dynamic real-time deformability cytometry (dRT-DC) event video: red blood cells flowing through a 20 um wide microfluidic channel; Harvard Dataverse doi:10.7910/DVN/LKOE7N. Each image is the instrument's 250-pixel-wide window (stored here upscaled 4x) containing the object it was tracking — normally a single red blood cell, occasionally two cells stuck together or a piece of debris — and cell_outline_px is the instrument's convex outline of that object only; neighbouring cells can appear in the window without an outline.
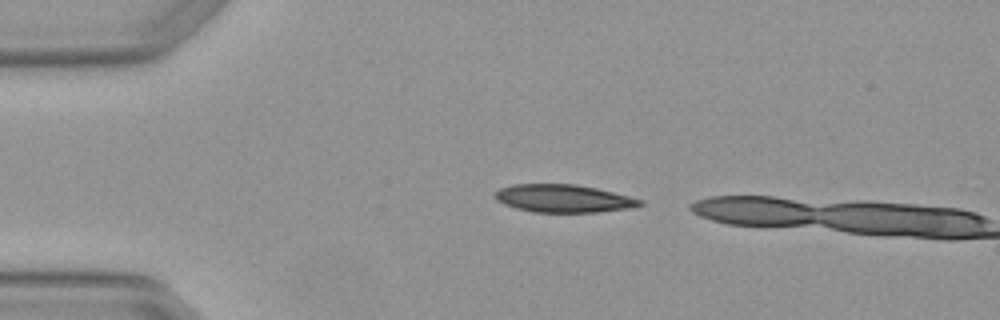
{"species": "Egyptian fruit bat (a non-hibernating species)", "species_latin": "Rousettus aegyptiacus", "temperature_condition": "warm", "stored_images_in_passage": 2, "camera_frame_rate_fps": 3000, "um_per_image_px": 0.085, "animal": {"sex": "female"}, "frame": {"image": 1, "passage_image": 1, "time_ms": 0.0, "image_size_px": [1000, 320], "cell_outline_px": [[644, 204], [632, 208], [596, 212], [532, 212], [516, 208], [504, 204], [496, 200], [492, 196], [492, 192], [500, 188], [512, 184], [576, 184], [596, 188], [644, 200]], "centroid_in_image_um": [47.85, 16.87], "position_along_channel_um": 37.2, "area_um2": 23.7}}